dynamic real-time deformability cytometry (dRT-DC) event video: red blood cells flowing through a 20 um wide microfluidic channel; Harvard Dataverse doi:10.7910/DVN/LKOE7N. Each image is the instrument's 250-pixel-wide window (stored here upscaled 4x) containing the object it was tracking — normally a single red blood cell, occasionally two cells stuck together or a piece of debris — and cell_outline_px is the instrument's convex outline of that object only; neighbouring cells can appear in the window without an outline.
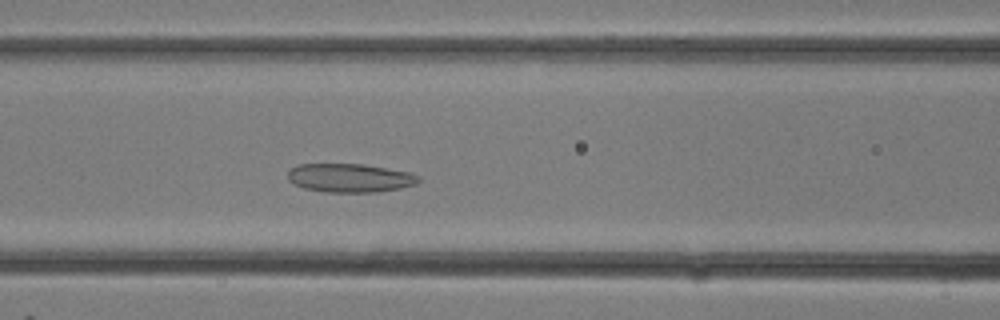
{"species": "common noctule bat (a hibernating species)", "species_latin": "Nyctalus noctula", "temperature_condition": "room temperature", "stored_images_in_passage": 28, "camera_frame_rate_fps": 3000, "um_per_image_px": 0.085, "animal": {"sex": "female"}, "frame": {"image": 1, "passage_image": 11, "time_ms": 3.333, "image_size_px": [1000, 320], "cell_outline_px": [[420, 180], [416, 184], [400, 188], [376, 192], [324, 192], [304, 188], [288, 180], [288, 172], [296, 164], [364, 164], [408, 172], [420, 176]], "centroid_in_image_um": [29.74, 15.12], "position_along_channel_um": 136.9, "area_um2": 21.79}}
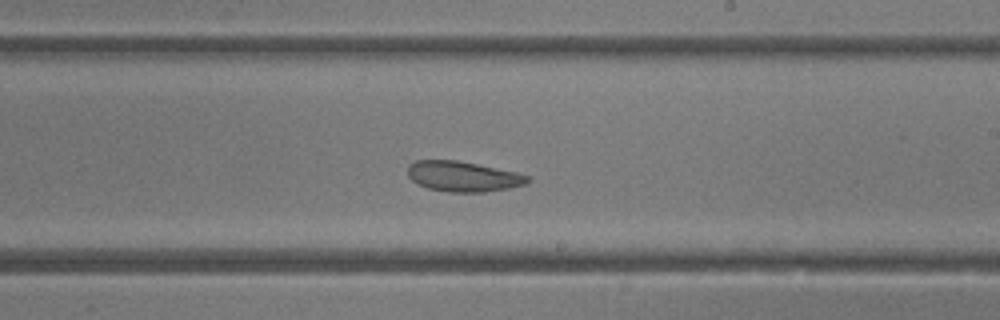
{"frame": {"image": 2, "passage_image": 16, "time_ms": 5.0, "image_size_px": [1000, 320], "cell_outline_px": [[532, 180], [528, 184], [508, 188], [484, 192], [448, 192], [428, 188], [416, 184], [408, 176], [408, 164], [416, 160], [456, 160], [516, 172], [528, 176]], "centroid_in_image_um": [39.35, 15.0], "position_along_channel_um": 249.7, "area_um2": 21.21}}
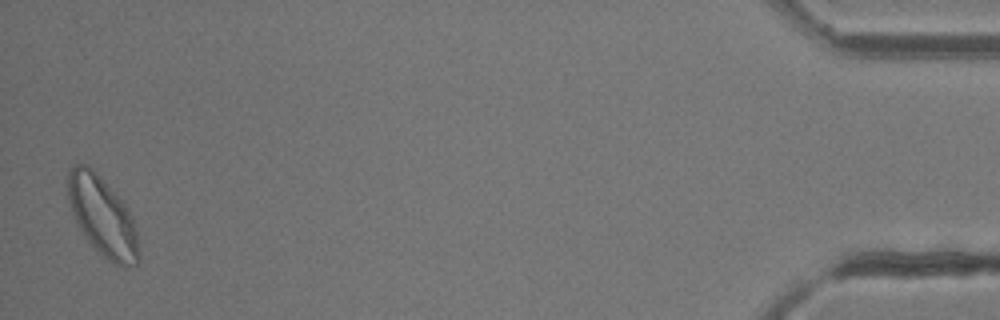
{"frame": {"image": 3, "passage_image": 28, "time_ms": 9.0, "image_size_px": [1000, 320], "cell_outline_px": [[140, 264], [128, 268], [124, 268], [112, 264], [96, 252], [84, 236], [76, 224], [68, 200], [68, 172], [76, 164], [88, 164], [100, 176], [124, 204], [132, 220], [136, 232], [140, 256]], "centroid_in_image_um": [8.71, 18.48], "position_along_channel_um": 426.5, "area_um2": 32.95}}